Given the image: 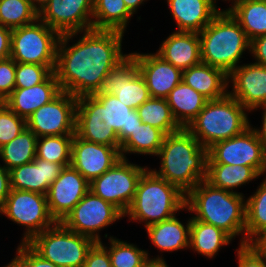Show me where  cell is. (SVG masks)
Segmentation results:
<instances>
[{"label": "cell", "instance_id": "6da1fadb", "mask_svg": "<svg viewBox=\"0 0 266 267\" xmlns=\"http://www.w3.org/2000/svg\"><path fill=\"white\" fill-rule=\"evenodd\" d=\"M126 36L96 29L62 34L54 70L61 90L75 97L98 92L109 72L130 54Z\"/></svg>", "mask_w": 266, "mask_h": 267}, {"label": "cell", "instance_id": "7a4b0ae2", "mask_svg": "<svg viewBox=\"0 0 266 267\" xmlns=\"http://www.w3.org/2000/svg\"><path fill=\"white\" fill-rule=\"evenodd\" d=\"M207 158L208 150L186 128H181L165 136L154 157L157 165L149 168L187 195L206 179Z\"/></svg>", "mask_w": 266, "mask_h": 267}, {"label": "cell", "instance_id": "3957f363", "mask_svg": "<svg viewBox=\"0 0 266 267\" xmlns=\"http://www.w3.org/2000/svg\"><path fill=\"white\" fill-rule=\"evenodd\" d=\"M185 206L193 219L222 229L237 245H246L245 195L214 187L204 179L186 195Z\"/></svg>", "mask_w": 266, "mask_h": 267}, {"label": "cell", "instance_id": "277c9868", "mask_svg": "<svg viewBox=\"0 0 266 267\" xmlns=\"http://www.w3.org/2000/svg\"><path fill=\"white\" fill-rule=\"evenodd\" d=\"M199 37L201 62L227 75L250 58L251 41L229 11H220Z\"/></svg>", "mask_w": 266, "mask_h": 267}, {"label": "cell", "instance_id": "5b68a950", "mask_svg": "<svg viewBox=\"0 0 266 267\" xmlns=\"http://www.w3.org/2000/svg\"><path fill=\"white\" fill-rule=\"evenodd\" d=\"M185 201L183 192L148 167L138 181L134 199L124 213L126 221H123L128 225L136 223L135 227L140 224L139 228L145 229L179 213L185 207Z\"/></svg>", "mask_w": 266, "mask_h": 267}, {"label": "cell", "instance_id": "8992f818", "mask_svg": "<svg viewBox=\"0 0 266 267\" xmlns=\"http://www.w3.org/2000/svg\"><path fill=\"white\" fill-rule=\"evenodd\" d=\"M250 112L231 95L208 100L186 128L207 150L217 142L240 135L250 127Z\"/></svg>", "mask_w": 266, "mask_h": 267}, {"label": "cell", "instance_id": "52a82bcc", "mask_svg": "<svg viewBox=\"0 0 266 267\" xmlns=\"http://www.w3.org/2000/svg\"><path fill=\"white\" fill-rule=\"evenodd\" d=\"M96 242L56 222L27 244L43 259L58 267H83L88 251Z\"/></svg>", "mask_w": 266, "mask_h": 267}, {"label": "cell", "instance_id": "ba28073f", "mask_svg": "<svg viewBox=\"0 0 266 267\" xmlns=\"http://www.w3.org/2000/svg\"><path fill=\"white\" fill-rule=\"evenodd\" d=\"M123 219L124 214L117 207L89 190L61 223L73 232L101 242L115 236L108 228L118 226Z\"/></svg>", "mask_w": 266, "mask_h": 267}, {"label": "cell", "instance_id": "9c48e42d", "mask_svg": "<svg viewBox=\"0 0 266 267\" xmlns=\"http://www.w3.org/2000/svg\"><path fill=\"white\" fill-rule=\"evenodd\" d=\"M17 225L22 234L19 243H28L34 236L56 221L50 215L46 195L11 189L5 202L0 206V218Z\"/></svg>", "mask_w": 266, "mask_h": 267}, {"label": "cell", "instance_id": "30bf717a", "mask_svg": "<svg viewBox=\"0 0 266 267\" xmlns=\"http://www.w3.org/2000/svg\"><path fill=\"white\" fill-rule=\"evenodd\" d=\"M60 34L39 18L12 29L10 57L18 63L56 65Z\"/></svg>", "mask_w": 266, "mask_h": 267}, {"label": "cell", "instance_id": "8fae6325", "mask_svg": "<svg viewBox=\"0 0 266 267\" xmlns=\"http://www.w3.org/2000/svg\"><path fill=\"white\" fill-rule=\"evenodd\" d=\"M133 161V162H132ZM149 163L121 158L113 167L90 182V191L112 203L123 214L131 205L138 181Z\"/></svg>", "mask_w": 266, "mask_h": 267}, {"label": "cell", "instance_id": "7c38bea8", "mask_svg": "<svg viewBox=\"0 0 266 267\" xmlns=\"http://www.w3.org/2000/svg\"><path fill=\"white\" fill-rule=\"evenodd\" d=\"M207 164L250 166L261 177L266 176V147L249 127L240 135L212 145Z\"/></svg>", "mask_w": 266, "mask_h": 267}, {"label": "cell", "instance_id": "4fadbf2b", "mask_svg": "<svg viewBox=\"0 0 266 267\" xmlns=\"http://www.w3.org/2000/svg\"><path fill=\"white\" fill-rule=\"evenodd\" d=\"M180 213L182 215L188 213V216L184 218L183 216H180ZM190 225L191 214L185 206L173 217L147 226L144 232H146V240L148 239L151 244L148 246L149 248H145L149 260L151 262L165 263L168 261L165 258V253H168L169 255L170 253L176 254L179 251H185L187 253L189 249ZM151 247L154 248L153 251H151ZM154 250H157L156 254L154 253Z\"/></svg>", "mask_w": 266, "mask_h": 267}, {"label": "cell", "instance_id": "5bb4252c", "mask_svg": "<svg viewBox=\"0 0 266 267\" xmlns=\"http://www.w3.org/2000/svg\"><path fill=\"white\" fill-rule=\"evenodd\" d=\"M77 97L62 91L48 104L41 106L26 120L27 128L36 136L74 135Z\"/></svg>", "mask_w": 266, "mask_h": 267}, {"label": "cell", "instance_id": "9a60e30c", "mask_svg": "<svg viewBox=\"0 0 266 267\" xmlns=\"http://www.w3.org/2000/svg\"><path fill=\"white\" fill-rule=\"evenodd\" d=\"M94 94L115 95L124 105L134 110L151 97L131 54L109 72L99 91Z\"/></svg>", "mask_w": 266, "mask_h": 267}, {"label": "cell", "instance_id": "2e32d148", "mask_svg": "<svg viewBox=\"0 0 266 267\" xmlns=\"http://www.w3.org/2000/svg\"><path fill=\"white\" fill-rule=\"evenodd\" d=\"M94 0H50L39 19L60 35L93 29Z\"/></svg>", "mask_w": 266, "mask_h": 267}, {"label": "cell", "instance_id": "e0dca14e", "mask_svg": "<svg viewBox=\"0 0 266 267\" xmlns=\"http://www.w3.org/2000/svg\"><path fill=\"white\" fill-rule=\"evenodd\" d=\"M228 94L249 112L266 104V66L245 61L228 75Z\"/></svg>", "mask_w": 266, "mask_h": 267}, {"label": "cell", "instance_id": "ac0fdd59", "mask_svg": "<svg viewBox=\"0 0 266 267\" xmlns=\"http://www.w3.org/2000/svg\"><path fill=\"white\" fill-rule=\"evenodd\" d=\"M75 134L89 142L120 146L118 134L106 123L104 106L93 95L77 97Z\"/></svg>", "mask_w": 266, "mask_h": 267}, {"label": "cell", "instance_id": "d6986e66", "mask_svg": "<svg viewBox=\"0 0 266 267\" xmlns=\"http://www.w3.org/2000/svg\"><path fill=\"white\" fill-rule=\"evenodd\" d=\"M90 190V183L72 165L63 167L46 194L50 215L56 222L64 217Z\"/></svg>", "mask_w": 266, "mask_h": 267}, {"label": "cell", "instance_id": "ffe728a7", "mask_svg": "<svg viewBox=\"0 0 266 267\" xmlns=\"http://www.w3.org/2000/svg\"><path fill=\"white\" fill-rule=\"evenodd\" d=\"M122 158L120 146H108L83 140L74 134L71 165L90 183Z\"/></svg>", "mask_w": 266, "mask_h": 267}, {"label": "cell", "instance_id": "44dd1931", "mask_svg": "<svg viewBox=\"0 0 266 267\" xmlns=\"http://www.w3.org/2000/svg\"><path fill=\"white\" fill-rule=\"evenodd\" d=\"M137 50L131 49L130 54L137 62L150 96L166 99L171 90L182 81V70L165 61L154 50Z\"/></svg>", "mask_w": 266, "mask_h": 267}, {"label": "cell", "instance_id": "7402d4cb", "mask_svg": "<svg viewBox=\"0 0 266 267\" xmlns=\"http://www.w3.org/2000/svg\"><path fill=\"white\" fill-rule=\"evenodd\" d=\"M169 13L172 31L200 33L220 12L211 0H162ZM169 10V12H168ZM175 23V24H174Z\"/></svg>", "mask_w": 266, "mask_h": 267}, {"label": "cell", "instance_id": "603a6c76", "mask_svg": "<svg viewBox=\"0 0 266 267\" xmlns=\"http://www.w3.org/2000/svg\"><path fill=\"white\" fill-rule=\"evenodd\" d=\"M154 51L182 71L201 63L200 37L195 32L170 30ZM159 47V48H158Z\"/></svg>", "mask_w": 266, "mask_h": 267}, {"label": "cell", "instance_id": "cb8c5ba5", "mask_svg": "<svg viewBox=\"0 0 266 267\" xmlns=\"http://www.w3.org/2000/svg\"><path fill=\"white\" fill-rule=\"evenodd\" d=\"M61 164L35 158L32 162L9 170L11 189L46 195L49 186L59 177Z\"/></svg>", "mask_w": 266, "mask_h": 267}, {"label": "cell", "instance_id": "d4e9b609", "mask_svg": "<svg viewBox=\"0 0 266 267\" xmlns=\"http://www.w3.org/2000/svg\"><path fill=\"white\" fill-rule=\"evenodd\" d=\"M62 92L52 72L42 83L30 88H14L5 104L19 117L27 120L41 106L48 104Z\"/></svg>", "mask_w": 266, "mask_h": 267}, {"label": "cell", "instance_id": "484cf974", "mask_svg": "<svg viewBox=\"0 0 266 267\" xmlns=\"http://www.w3.org/2000/svg\"><path fill=\"white\" fill-rule=\"evenodd\" d=\"M235 242L226 232L214 225L207 224L191 217L190 238L188 252L197 254L210 261L220 257L219 253L224 252L226 247L234 245ZM223 249V250H222ZM192 251V252H191Z\"/></svg>", "mask_w": 266, "mask_h": 267}, {"label": "cell", "instance_id": "4316f807", "mask_svg": "<svg viewBox=\"0 0 266 267\" xmlns=\"http://www.w3.org/2000/svg\"><path fill=\"white\" fill-rule=\"evenodd\" d=\"M182 81L208 100L221 99L228 94V75L202 62L183 70Z\"/></svg>", "mask_w": 266, "mask_h": 267}, {"label": "cell", "instance_id": "83f0119b", "mask_svg": "<svg viewBox=\"0 0 266 267\" xmlns=\"http://www.w3.org/2000/svg\"><path fill=\"white\" fill-rule=\"evenodd\" d=\"M260 178L261 176L250 166L207 164L205 180L214 187L246 196V191L240 189L251 188L249 185L257 184Z\"/></svg>", "mask_w": 266, "mask_h": 267}, {"label": "cell", "instance_id": "f1b7e54d", "mask_svg": "<svg viewBox=\"0 0 266 267\" xmlns=\"http://www.w3.org/2000/svg\"><path fill=\"white\" fill-rule=\"evenodd\" d=\"M105 108L106 123L118 134L121 145L143 122L137 110L121 102L112 94H92Z\"/></svg>", "mask_w": 266, "mask_h": 267}, {"label": "cell", "instance_id": "f546056e", "mask_svg": "<svg viewBox=\"0 0 266 267\" xmlns=\"http://www.w3.org/2000/svg\"><path fill=\"white\" fill-rule=\"evenodd\" d=\"M172 115L181 128H187L208 99L181 81L166 98Z\"/></svg>", "mask_w": 266, "mask_h": 267}, {"label": "cell", "instance_id": "4dcf8cb0", "mask_svg": "<svg viewBox=\"0 0 266 267\" xmlns=\"http://www.w3.org/2000/svg\"><path fill=\"white\" fill-rule=\"evenodd\" d=\"M165 136L166 134L162 130L150 124L142 123L120 145L121 156L130 160L132 155L134 158L139 157L140 160H146V158L154 159L163 144Z\"/></svg>", "mask_w": 266, "mask_h": 267}, {"label": "cell", "instance_id": "1f68e13d", "mask_svg": "<svg viewBox=\"0 0 266 267\" xmlns=\"http://www.w3.org/2000/svg\"><path fill=\"white\" fill-rule=\"evenodd\" d=\"M134 17L124 0H94L93 29L115 30L128 35Z\"/></svg>", "mask_w": 266, "mask_h": 267}, {"label": "cell", "instance_id": "d6a6232c", "mask_svg": "<svg viewBox=\"0 0 266 267\" xmlns=\"http://www.w3.org/2000/svg\"><path fill=\"white\" fill-rule=\"evenodd\" d=\"M246 193V245L266 230V176L257 181V185Z\"/></svg>", "mask_w": 266, "mask_h": 267}, {"label": "cell", "instance_id": "836d02e7", "mask_svg": "<svg viewBox=\"0 0 266 267\" xmlns=\"http://www.w3.org/2000/svg\"><path fill=\"white\" fill-rule=\"evenodd\" d=\"M229 12L250 41L266 35V0H240Z\"/></svg>", "mask_w": 266, "mask_h": 267}, {"label": "cell", "instance_id": "e575fe53", "mask_svg": "<svg viewBox=\"0 0 266 267\" xmlns=\"http://www.w3.org/2000/svg\"><path fill=\"white\" fill-rule=\"evenodd\" d=\"M121 238L117 234L99 242L108 251L112 267H146L151 262L143 245Z\"/></svg>", "mask_w": 266, "mask_h": 267}, {"label": "cell", "instance_id": "d590c367", "mask_svg": "<svg viewBox=\"0 0 266 267\" xmlns=\"http://www.w3.org/2000/svg\"><path fill=\"white\" fill-rule=\"evenodd\" d=\"M38 137L26 128L12 141L0 147V163L7 169L32 162L36 158Z\"/></svg>", "mask_w": 266, "mask_h": 267}, {"label": "cell", "instance_id": "8d00e7d4", "mask_svg": "<svg viewBox=\"0 0 266 267\" xmlns=\"http://www.w3.org/2000/svg\"><path fill=\"white\" fill-rule=\"evenodd\" d=\"M136 110L144 124H150L162 130L166 135L181 129L174 119L166 99L150 97Z\"/></svg>", "mask_w": 266, "mask_h": 267}, {"label": "cell", "instance_id": "74e56055", "mask_svg": "<svg viewBox=\"0 0 266 267\" xmlns=\"http://www.w3.org/2000/svg\"><path fill=\"white\" fill-rule=\"evenodd\" d=\"M74 135L42 136L37 139L36 157L45 161L71 165Z\"/></svg>", "mask_w": 266, "mask_h": 267}, {"label": "cell", "instance_id": "f35d334b", "mask_svg": "<svg viewBox=\"0 0 266 267\" xmlns=\"http://www.w3.org/2000/svg\"><path fill=\"white\" fill-rule=\"evenodd\" d=\"M39 12L30 0H0V24L10 29L35 22Z\"/></svg>", "mask_w": 266, "mask_h": 267}, {"label": "cell", "instance_id": "ab89813d", "mask_svg": "<svg viewBox=\"0 0 266 267\" xmlns=\"http://www.w3.org/2000/svg\"><path fill=\"white\" fill-rule=\"evenodd\" d=\"M56 65H38L16 62L15 87L30 88L42 83L52 72Z\"/></svg>", "mask_w": 266, "mask_h": 267}, {"label": "cell", "instance_id": "60d3db41", "mask_svg": "<svg viewBox=\"0 0 266 267\" xmlns=\"http://www.w3.org/2000/svg\"><path fill=\"white\" fill-rule=\"evenodd\" d=\"M27 128L26 120L6 104L0 109V147L8 144Z\"/></svg>", "mask_w": 266, "mask_h": 267}, {"label": "cell", "instance_id": "b9f144b4", "mask_svg": "<svg viewBox=\"0 0 266 267\" xmlns=\"http://www.w3.org/2000/svg\"><path fill=\"white\" fill-rule=\"evenodd\" d=\"M236 267H266V257L259 254L250 244L234 247Z\"/></svg>", "mask_w": 266, "mask_h": 267}, {"label": "cell", "instance_id": "7bdbcfd3", "mask_svg": "<svg viewBox=\"0 0 266 267\" xmlns=\"http://www.w3.org/2000/svg\"><path fill=\"white\" fill-rule=\"evenodd\" d=\"M16 62L8 57L0 60V99L6 100L15 87Z\"/></svg>", "mask_w": 266, "mask_h": 267}, {"label": "cell", "instance_id": "ee69618b", "mask_svg": "<svg viewBox=\"0 0 266 267\" xmlns=\"http://www.w3.org/2000/svg\"><path fill=\"white\" fill-rule=\"evenodd\" d=\"M18 267H58L43 259L27 243H18Z\"/></svg>", "mask_w": 266, "mask_h": 267}, {"label": "cell", "instance_id": "f6af8a7d", "mask_svg": "<svg viewBox=\"0 0 266 267\" xmlns=\"http://www.w3.org/2000/svg\"><path fill=\"white\" fill-rule=\"evenodd\" d=\"M83 267H112L108 251L96 242L88 251Z\"/></svg>", "mask_w": 266, "mask_h": 267}, {"label": "cell", "instance_id": "bcb514c9", "mask_svg": "<svg viewBox=\"0 0 266 267\" xmlns=\"http://www.w3.org/2000/svg\"><path fill=\"white\" fill-rule=\"evenodd\" d=\"M249 59L266 66V35L256 37L251 41Z\"/></svg>", "mask_w": 266, "mask_h": 267}, {"label": "cell", "instance_id": "7dc6e473", "mask_svg": "<svg viewBox=\"0 0 266 267\" xmlns=\"http://www.w3.org/2000/svg\"><path fill=\"white\" fill-rule=\"evenodd\" d=\"M256 114L257 116L260 114V116H258L260 120L258 121L256 125V122L250 119V127L255 131L259 140L266 147V104L261 105L250 112V116L256 115ZM252 122H255V123H252Z\"/></svg>", "mask_w": 266, "mask_h": 267}, {"label": "cell", "instance_id": "c3c4849f", "mask_svg": "<svg viewBox=\"0 0 266 267\" xmlns=\"http://www.w3.org/2000/svg\"><path fill=\"white\" fill-rule=\"evenodd\" d=\"M12 29L0 24V60L10 57Z\"/></svg>", "mask_w": 266, "mask_h": 267}, {"label": "cell", "instance_id": "681fc988", "mask_svg": "<svg viewBox=\"0 0 266 267\" xmlns=\"http://www.w3.org/2000/svg\"><path fill=\"white\" fill-rule=\"evenodd\" d=\"M10 172L0 163V206L10 193Z\"/></svg>", "mask_w": 266, "mask_h": 267}, {"label": "cell", "instance_id": "f907efd6", "mask_svg": "<svg viewBox=\"0 0 266 267\" xmlns=\"http://www.w3.org/2000/svg\"><path fill=\"white\" fill-rule=\"evenodd\" d=\"M149 1L151 0H124L127 9L135 16L134 20L138 23H141V19H143L140 15V10L146 7L145 5L150 3Z\"/></svg>", "mask_w": 266, "mask_h": 267}, {"label": "cell", "instance_id": "816d5d0a", "mask_svg": "<svg viewBox=\"0 0 266 267\" xmlns=\"http://www.w3.org/2000/svg\"><path fill=\"white\" fill-rule=\"evenodd\" d=\"M250 245L262 256L266 257V230L260 233Z\"/></svg>", "mask_w": 266, "mask_h": 267}, {"label": "cell", "instance_id": "f5cc1de1", "mask_svg": "<svg viewBox=\"0 0 266 267\" xmlns=\"http://www.w3.org/2000/svg\"><path fill=\"white\" fill-rule=\"evenodd\" d=\"M220 11H229L240 0H211ZM220 2V3H219ZM222 2V3H221ZM221 4V5H220ZM225 4V6L223 5ZM227 5V6H226ZM223 6L224 8H222Z\"/></svg>", "mask_w": 266, "mask_h": 267}, {"label": "cell", "instance_id": "db71d44e", "mask_svg": "<svg viewBox=\"0 0 266 267\" xmlns=\"http://www.w3.org/2000/svg\"><path fill=\"white\" fill-rule=\"evenodd\" d=\"M15 248H12L15 250L14 255H10L13 256V258L11 257V259L9 260V262L7 261L6 264H2L3 266L0 265V267H18V243H16V246H14Z\"/></svg>", "mask_w": 266, "mask_h": 267}, {"label": "cell", "instance_id": "11a10c76", "mask_svg": "<svg viewBox=\"0 0 266 267\" xmlns=\"http://www.w3.org/2000/svg\"><path fill=\"white\" fill-rule=\"evenodd\" d=\"M50 0H30L32 6L40 12L41 9L49 2Z\"/></svg>", "mask_w": 266, "mask_h": 267}, {"label": "cell", "instance_id": "9f6ffc18", "mask_svg": "<svg viewBox=\"0 0 266 267\" xmlns=\"http://www.w3.org/2000/svg\"><path fill=\"white\" fill-rule=\"evenodd\" d=\"M168 262L160 263V262H150L146 267H170Z\"/></svg>", "mask_w": 266, "mask_h": 267}, {"label": "cell", "instance_id": "6f0895ef", "mask_svg": "<svg viewBox=\"0 0 266 267\" xmlns=\"http://www.w3.org/2000/svg\"><path fill=\"white\" fill-rule=\"evenodd\" d=\"M5 105V101L0 99V109Z\"/></svg>", "mask_w": 266, "mask_h": 267}]
</instances>
